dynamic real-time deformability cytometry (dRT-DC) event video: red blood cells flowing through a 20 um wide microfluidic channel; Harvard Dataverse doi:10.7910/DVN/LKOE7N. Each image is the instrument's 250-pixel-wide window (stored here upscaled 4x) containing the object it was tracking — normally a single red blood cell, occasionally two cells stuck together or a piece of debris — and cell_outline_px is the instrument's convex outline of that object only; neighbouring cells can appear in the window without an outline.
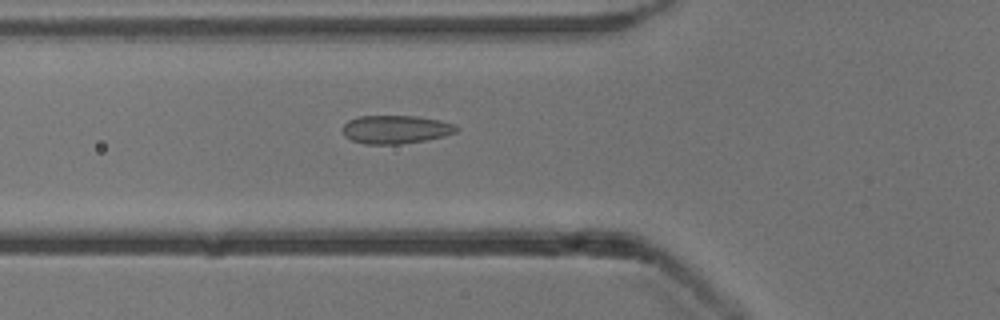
{"species": "common noctule bat (a hibernating species)", "species_latin": "Nyctalus noctula", "temperature_condition": "cold", "stored_images_in_passage": 36, "camera_frame_rate_fps": 3000, "um_per_image_px": 0.085, "animal": {"sex": "male", "body_mass_g": 13.3}, "frame": {"image": 1, "passage_image": 2, "time_ms": 0.333, "image_size_px": [1000, 320], "cell_outline_px": [[460, 128], [456, 132], [444, 136], [424, 140], [400, 144], [364, 144], [352, 140], [344, 136], [340, 128], [348, 120], [360, 116], [416, 116], [440, 120], [456, 124]], "centroid_in_image_um": [33.62, 11.0], "position_along_channel_um": 92.2, "area_um2": 18.96}}
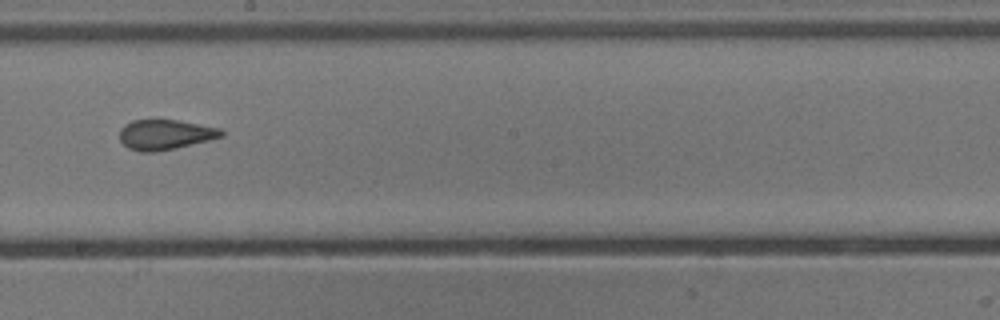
{"frame": {"image": 2, "passage_image": 13, "time_ms": 4.0, "image_size_px": [1000, 320], "cell_outline_px": [[224, 136], [208, 140], [172, 148], [152, 152], [140, 152], [128, 148], [120, 140], [120, 128], [124, 124], [132, 120], [180, 120], [220, 128], [224, 132]], "centroid_in_image_um": [14.02, 11.42], "position_along_channel_um": 234.2, "area_um2": 17.69}}
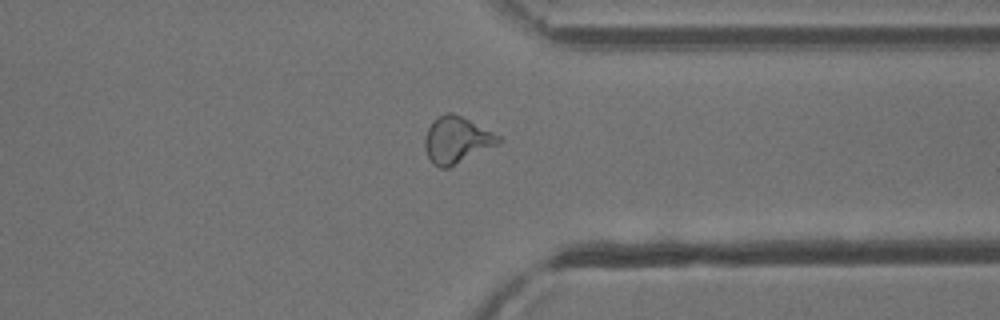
{"frame": {"image": 3, "passage_image": 24, "time_ms": 7.667, "image_size_px": [1000, 320], "cell_outline_px": [[500, 140], [496, 144], [448, 168], [440, 168], [432, 164], [424, 148], [424, 136], [432, 120], [448, 112], [452, 112], [500, 136]], "centroid_in_image_um": [38.73, 11.9], "position_along_channel_um": 372.7, "area_um2": 19.48}}